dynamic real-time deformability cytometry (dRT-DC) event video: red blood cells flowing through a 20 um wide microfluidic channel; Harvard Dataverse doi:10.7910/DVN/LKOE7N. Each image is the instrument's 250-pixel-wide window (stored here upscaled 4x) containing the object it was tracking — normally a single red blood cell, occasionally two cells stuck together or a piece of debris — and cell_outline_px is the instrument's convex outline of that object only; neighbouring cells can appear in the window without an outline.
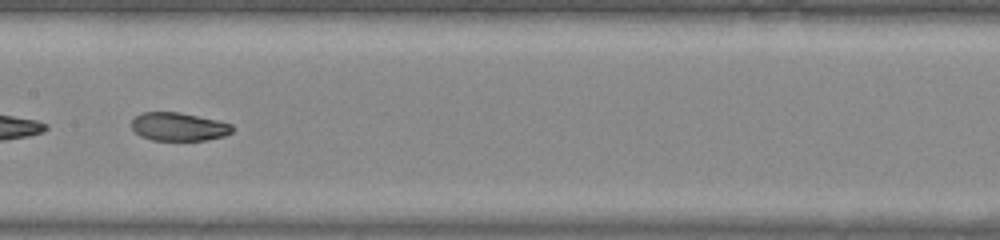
{"species": "common noctule bat (a hibernating species)", "species_latin": "Nyctalus noctula", "temperature_condition": "warm", "stored_images_in_passage": 14, "camera_frame_rate_fps": 3000, "um_per_image_px": 0.085, "animal": {"sex": "male", "body_mass_g": 20.0, "forearm_length_mm": 53.3}, "frame": {"image": 1, "passage_image": 12, "time_ms": 3.667, "image_size_px": [1000, 240], "cell_outline_px": [[232, 132], [224, 136], [204, 140], [152, 140], [140, 136], [132, 128], [132, 120], [136, 116], [144, 112], [176, 112], [216, 120], [232, 124]], "centroid_in_image_um": [15.17, 10.78], "position_along_channel_um": 192.2, "area_um2": 16.36}}